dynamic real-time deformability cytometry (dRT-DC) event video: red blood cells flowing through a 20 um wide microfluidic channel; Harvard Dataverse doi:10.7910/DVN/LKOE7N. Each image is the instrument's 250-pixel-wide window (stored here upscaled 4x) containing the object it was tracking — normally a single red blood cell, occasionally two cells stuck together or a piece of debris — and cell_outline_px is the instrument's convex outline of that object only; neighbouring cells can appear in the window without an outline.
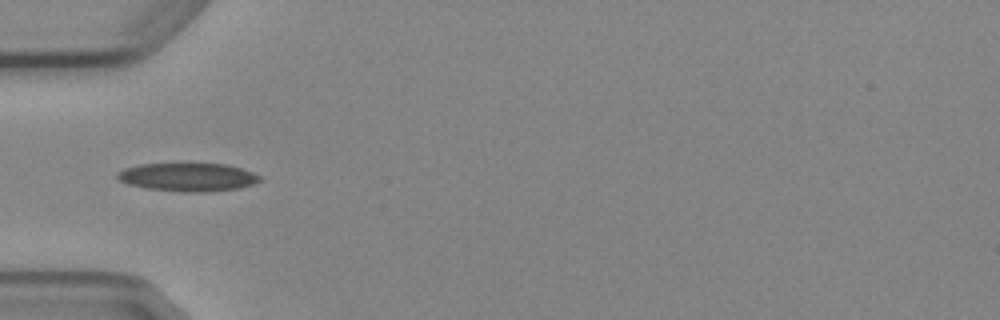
{"species": "Egyptian fruit bat (a non-hibernating species)", "species_latin": "Rousettus aegyptiacus", "temperature_condition": "cold", "stored_images_in_passage": 6, "camera_frame_rate_fps": 3000, "um_per_image_px": 0.085, "animal": {"sex": "female"}, "frame": {"image": 1, "passage_image": 4, "time_ms": 3.333, "image_size_px": [1000, 320], "cell_outline_px": [[260, 180], [252, 184], [240, 188], [204, 192], [184, 192], [148, 188], [128, 184], [120, 180], [116, 176], [116, 172], [124, 168], [140, 164], [228, 164], [252, 172], [260, 176]], "centroid_in_image_um": [15.95, 15.05], "position_along_channel_um": 69.0, "area_um2": 23.29}}
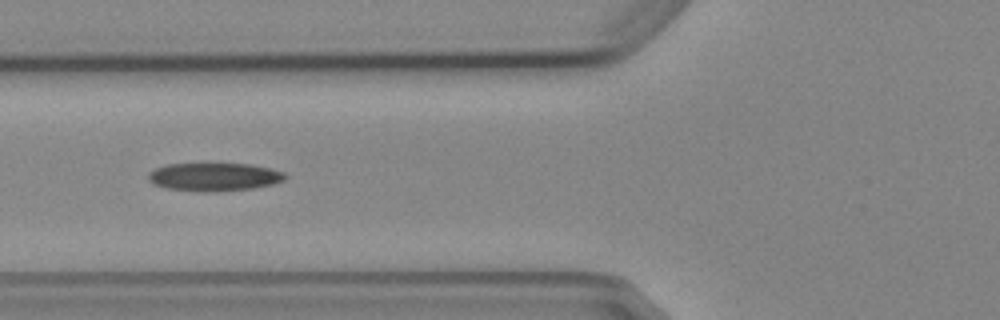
{"frame": {"image": 2, "passage_image": 5, "time_ms": 4.333, "image_size_px": [1000, 320], "cell_outline_px": [[288, 176], [284, 180], [272, 184], [252, 188], [212, 192], [168, 188], [152, 184], [148, 180], [148, 172], [156, 168], [168, 164], [204, 160], [252, 164], [272, 168], [284, 172]], "centroid_in_image_um": [18.2, 14.96], "position_along_channel_um": 107.6, "area_um2": 23.58}}